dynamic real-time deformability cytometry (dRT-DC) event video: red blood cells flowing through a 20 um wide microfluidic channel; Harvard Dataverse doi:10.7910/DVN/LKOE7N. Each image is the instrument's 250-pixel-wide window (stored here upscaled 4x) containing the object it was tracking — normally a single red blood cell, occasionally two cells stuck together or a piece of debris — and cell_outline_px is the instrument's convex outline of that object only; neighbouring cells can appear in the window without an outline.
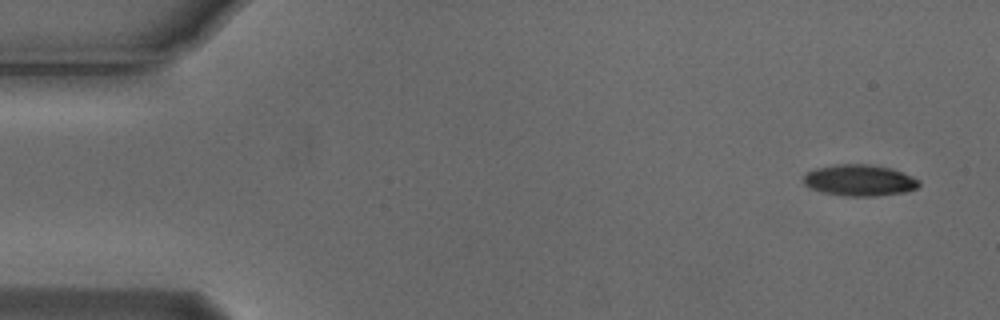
{"species": "Egyptian fruit bat (a non-hibernating species)", "species_latin": "Rousettus aegyptiacus", "temperature_condition": "cold", "stored_images_in_passage": 5, "camera_frame_rate_fps": 3000, "um_per_image_px": 0.085, "animal": {"sex": "male"}, "frame": {"image": 1, "passage_image": 1, "time_ms": 0.0, "image_size_px": [1000, 320], "cell_outline_px": [[920, 184], [916, 188], [904, 192], [876, 196], [840, 196], [824, 192], [812, 188], [804, 184], [804, 176], [808, 172], [816, 168], [836, 164], [868, 164], [892, 168], [912, 176], [920, 180]], "centroid_in_image_um": [73.08, 15.32], "position_along_channel_um": 11.9, "area_um2": 21.04}}
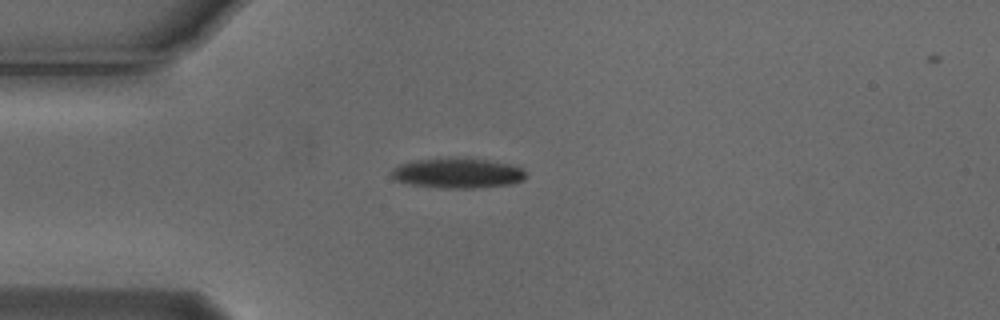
{"frame": {"image": 2, "passage_image": 4, "time_ms": 1.0, "image_size_px": [1000, 320], "cell_outline_px": [[524, 180], [512, 184], [480, 188], [440, 188], [412, 184], [396, 180], [388, 172], [392, 168], [400, 164], [412, 160], [448, 156], [488, 160], [512, 164], [524, 168]], "centroid_in_image_um": [38.88, 14.69], "position_along_channel_um": 46.1, "area_um2": 24.16}}